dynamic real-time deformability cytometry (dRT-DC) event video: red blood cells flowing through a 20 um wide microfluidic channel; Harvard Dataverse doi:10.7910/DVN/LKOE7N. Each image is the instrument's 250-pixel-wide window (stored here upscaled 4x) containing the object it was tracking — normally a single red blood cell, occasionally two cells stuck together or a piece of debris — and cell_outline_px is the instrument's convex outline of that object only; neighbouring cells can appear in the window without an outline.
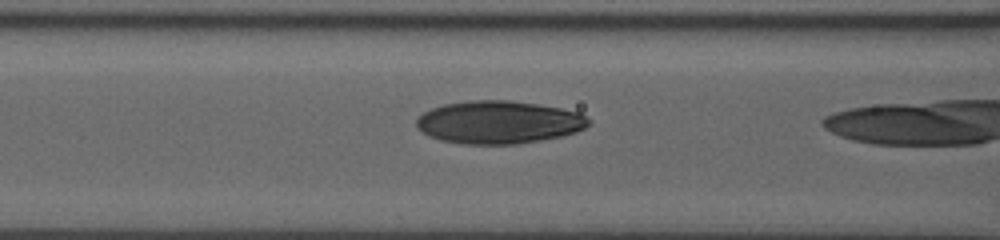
{"species": "human", "species_latin": "Homo sapiens", "temperature_condition": "room temperature", "stored_images_in_passage": 19, "camera_frame_rate_fps": 3000, "um_per_image_px": 0.085, "donor": {"sex": "male"}, "frame": {"image": 1, "passage_image": 18, "time_ms": 7.667, "image_size_px": [1000, 240], "cell_outline_px": [[592, 124], [576, 132], [560, 136], [540, 140], [516, 144], [464, 144], [440, 140], [428, 136], [416, 128], [416, 120], [424, 112], [432, 108], [444, 104], [472, 100], [508, 100], [536, 104], [560, 108], [580, 112], [592, 120]], "centroid_in_image_um": [42.4, 10.39], "position_along_channel_um": 124.2, "area_um2": 43.12}}